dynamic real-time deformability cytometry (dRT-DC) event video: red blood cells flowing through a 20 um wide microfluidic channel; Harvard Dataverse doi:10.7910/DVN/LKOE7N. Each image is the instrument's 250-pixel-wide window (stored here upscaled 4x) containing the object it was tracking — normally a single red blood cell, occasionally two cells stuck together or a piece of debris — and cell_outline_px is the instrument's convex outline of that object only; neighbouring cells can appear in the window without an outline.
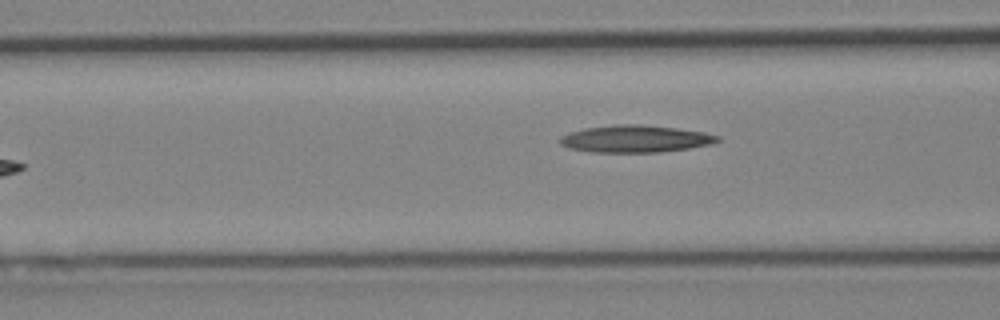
{"species": "Egyptian fruit bat (a non-hibernating species)", "species_latin": "Rousettus aegyptiacus", "temperature_condition": "cold", "stored_images_in_passage": 6, "camera_frame_rate_fps": 3000, "um_per_image_px": 0.085, "animal": {"sex": "female"}, "frame": {"image": 1, "passage_image": 6, "time_ms": 6.0, "image_size_px": [1000, 320], "cell_outline_px": [[720, 140], [708, 144], [688, 148], [660, 152], [592, 152], [568, 148], [560, 144], [560, 136], [568, 132], [584, 128], [616, 124], [640, 124], [676, 128], [704, 132], [720, 136]], "centroid_in_image_um": [53.95, 11.79], "position_along_channel_um": 112.6, "area_um2": 24.91}}